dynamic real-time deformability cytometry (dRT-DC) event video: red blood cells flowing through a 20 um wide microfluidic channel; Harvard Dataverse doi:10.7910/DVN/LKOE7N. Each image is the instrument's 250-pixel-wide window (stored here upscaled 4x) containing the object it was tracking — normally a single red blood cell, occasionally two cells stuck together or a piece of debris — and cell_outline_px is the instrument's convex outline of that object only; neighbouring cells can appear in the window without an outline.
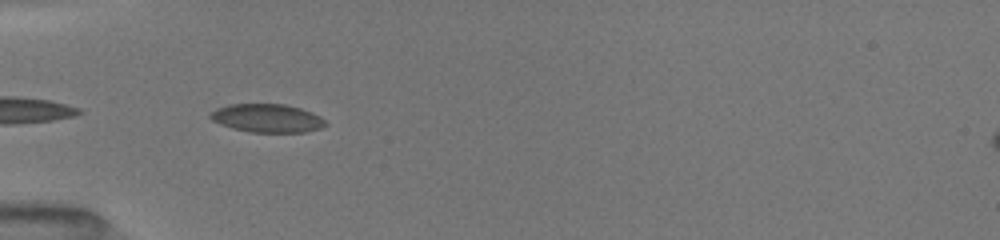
{"species": "common noctule bat (a hibernating species)", "species_latin": "Nyctalus noctula", "temperature_condition": "room temperature", "stored_images_in_passage": 7, "camera_frame_rate_fps": 3000, "um_per_image_px": 0.085, "animal": {"sex": "female", "body_mass_g": 19.5, "forearm_length_mm": 54.1}, "frame": {"image": 1, "passage_image": 2, "time_ms": 0.333, "image_size_px": [1000, 240], "cell_outline_px": [[328, 124], [320, 128], [304, 132], [252, 132], [232, 128], [220, 124], [212, 120], [208, 116], [216, 108], [228, 104], [284, 104], [300, 108], [312, 112], [320, 116]], "centroid_in_image_um": [22.7, 10.04], "position_along_channel_um": 62.3, "area_um2": 19.02}}
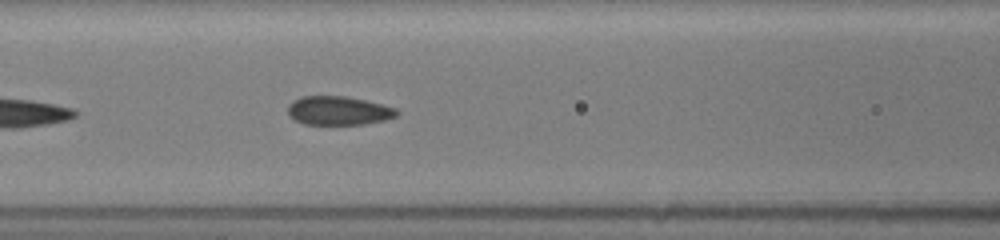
{"frame": {"image": 2, "passage_image": 7, "time_ms": 2.333, "image_size_px": [1000, 240], "cell_outline_px": [[400, 112], [396, 116], [384, 120], [364, 124], [304, 124], [288, 116], [288, 104], [292, 100], [300, 96], [344, 96], [364, 100], [396, 108]], "centroid_in_image_um": [28.74, 9.4], "position_along_channel_um": 137.9, "area_um2": 18.26}}